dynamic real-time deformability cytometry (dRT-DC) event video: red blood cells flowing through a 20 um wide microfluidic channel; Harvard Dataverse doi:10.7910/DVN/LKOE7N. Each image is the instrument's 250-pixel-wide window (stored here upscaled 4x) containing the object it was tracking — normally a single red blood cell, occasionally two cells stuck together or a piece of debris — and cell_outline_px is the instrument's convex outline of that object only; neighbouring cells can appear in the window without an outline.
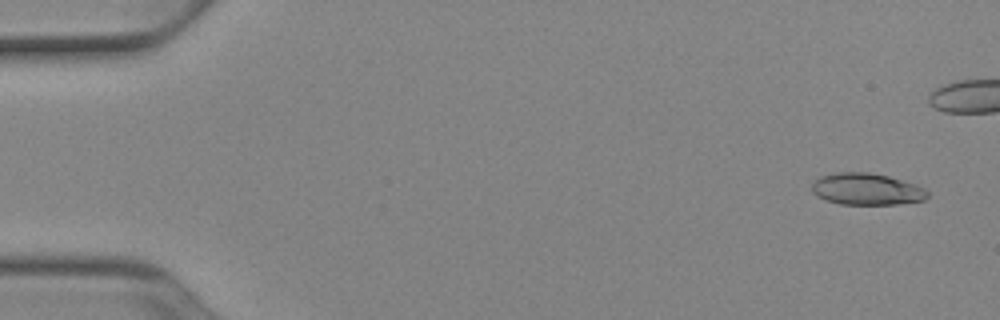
{"species": "Egyptian fruit bat (a non-hibernating species)", "species_latin": "Rousettus aegyptiacus", "temperature_condition": "cold", "stored_images_in_passage": 45, "camera_frame_rate_fps": 3000, "um_per_image_px": 0.085, "animal": {"sex": "female"}, "frame": {"image": 1, "passage_image": 3, "time_ms": 0.667, "image_size_px": [1000, 320], "cell_outline_px": [[928, 196], [924, 200], [896, 204], [840, 204], [816, 196], [812, 192], [812, 184], [820, 176], [836, 172], [868, 172], [888, 176], [916, 184], [924, 188], [928, 192]], "centroid_in_image_um": [73.66, 16.07], "position_along_channel_um": 11.3, "area_um2": 21.33}}
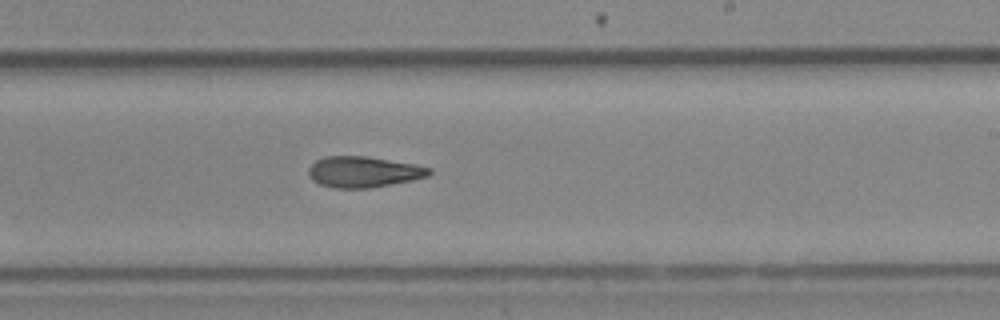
{"frame": {"image": 2, "passage_image": 32, "time_ms": 10.333, "image_size_px": [1000, 320], "cell_outline_px": [[432, 172], [428, 176], [412, 180], [372, 188], [332, 188], [320, 184], [312, 180], [308, 172], [308, 168], [316, 160], [324, 156], [368, 156], [412, 164], [432, 168]], "centroid_in_image_um": [30.88, 14.61], "position_along_channel_um": 258.1, "area_um2": 21.79}}
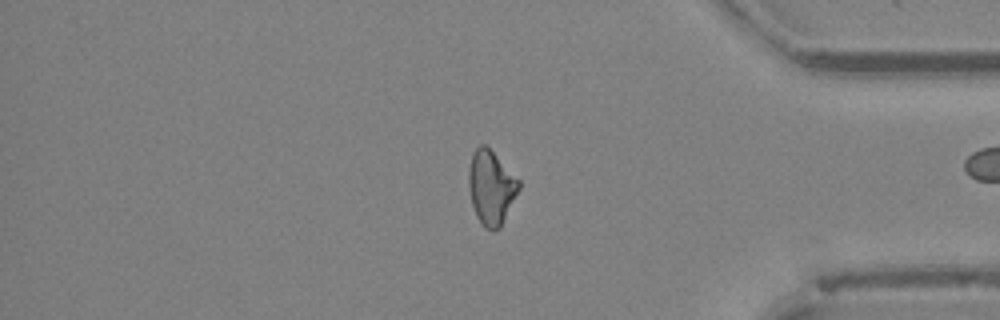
{"frame": {"image": 3, "passage_image": 44, "time_ms": 14.333, "image_size_px": [1000, 320], "cell_outline_px": [[520, 188], [500, 228], [492, 232], [484, 228], [476, 216], [472, 204], [468, 184], [468, 168], [472, 152], [480, 144], [484, 144], [520, 180]], "centroid_in_image_um": [41.73, 15.96], "position_along_channel_um": 393.5, "area_um2": 21.68}}